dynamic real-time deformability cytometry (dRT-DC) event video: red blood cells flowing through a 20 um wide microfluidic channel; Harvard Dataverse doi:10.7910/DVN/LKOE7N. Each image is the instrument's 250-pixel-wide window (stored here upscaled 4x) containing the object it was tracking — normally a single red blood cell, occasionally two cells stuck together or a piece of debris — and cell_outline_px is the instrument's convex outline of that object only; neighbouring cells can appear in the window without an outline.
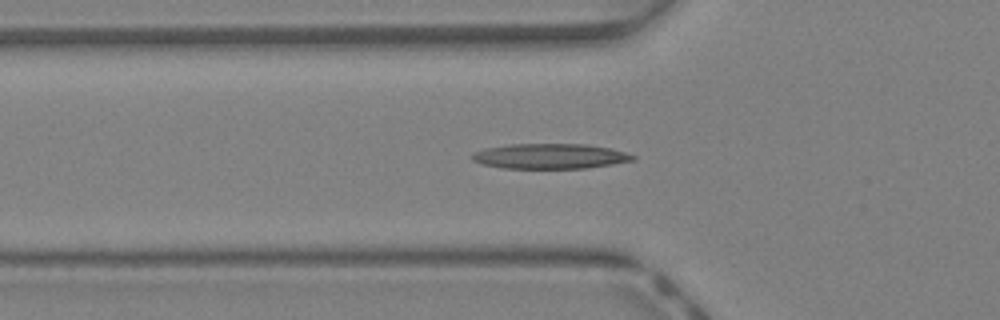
{"species": "Egyptian fruit bat (a non-hibernating species)", "species_latin": "Rousettus aegyptiacus", "temperature_condition": "warm", "stored_images_in_passage": 30, "camera_frame_rate_fps": 3000, "um_per_image_px": 0.085, "animal": {"sex": "female"}, "frame": {"image": 1, "passage_image": 4, "time_ms": 1.0, "image_size_px": [1000, 320], "cell_outline_px": [[636, 160], [588, 168], [504, 168], [484, 164], [472, 160], [472, 156], [476, 152], [484, 148], [508, 144], [588, 144], [612, 148], [636, 156]], "centroid_in_image_um": [46.8, 13.27], "position_along_channel_um": 79.0, "area_um2": 23.52}}
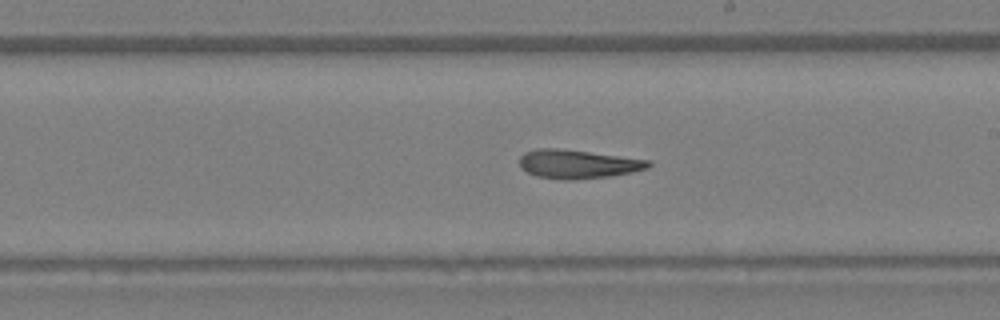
{"frame": {"image": 2, "passage_image": 14, "time_ms": 4.333, "image_size_px": [1000, 320], "cell_outline_px": [[652, 164], [648, 168], [632, 172], [608, 176], [572, 180], [564, 180], [540, 176], [528, 172], [520, 168], [520, 156], [524, 152], [536, 148], [560, 148], [652, 160]], "centroid_in_image_um": [49.13, 13.93], "position_along_channel_um": 239.9, "area_um2": 21.62}}
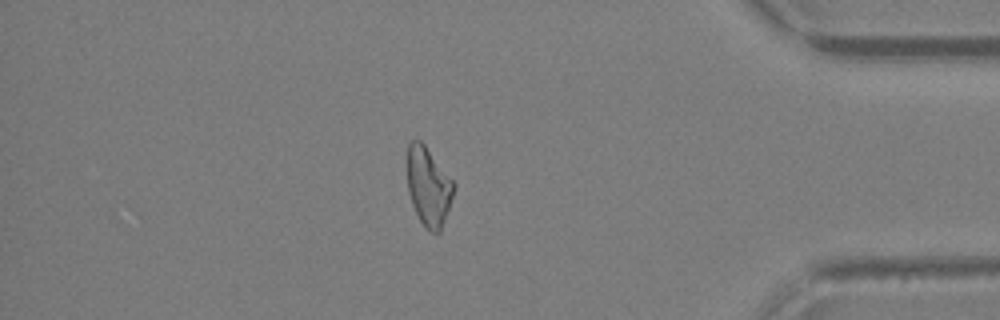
{"frame": {"image": 3, "passage_image": 26, "time_ms": 8.333, "image_size_px": [1000, 320], "cell_outline_px": [[456, 184], [440, 232], [432, 232], [420, 220], [412, 204], [408, 192], [404, 164], [408, 144], [412, 140], [420, 140], [424, 144]], "centroid_in_image_um": [36.36, 15.77], "position_along_channel_um": 398.8, "area_um2": 21.5}, "authors_computed_cell_mechanics": {"area_um2": 21.7039, "velocity_mm_per_s": 4.8188, "shape_relaxation_time_tau1_ms": null, "shape_relaxation_time_tau2_ms": 5.9856, "deformation_change_tau1": null, "deformation_change_tau2": 0.2188}}